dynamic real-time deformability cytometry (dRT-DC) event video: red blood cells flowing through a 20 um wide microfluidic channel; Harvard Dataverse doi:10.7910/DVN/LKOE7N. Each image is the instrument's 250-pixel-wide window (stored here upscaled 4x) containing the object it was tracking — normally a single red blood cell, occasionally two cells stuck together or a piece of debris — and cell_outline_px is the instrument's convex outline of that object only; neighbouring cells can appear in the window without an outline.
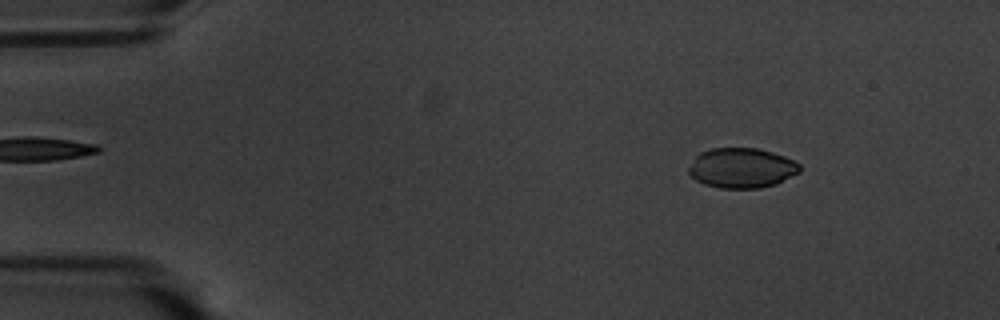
{"species": "common noctule bat (a hibernating species)", "species_latin": "Nyctalus noctula", "temperature_condition": "warm", "stored_images_in_passage": 52, "camera_frame_rate_fps": 3000, "um_per_image_px": 0.085, "animal": {"sex": "male", "body_mass_g": 20.1, "forearm_length_mm": 53.5}, "frame": {"image": 1, "passage_image": 3, "time_ms": 0.667, "image_size_px": [1000, 320], "cell_outline_px": [[800, 172], [776, 184], [760, 188], [720, 188], [704, 184], [696, 180], [688, 172], [688, 168], [696, 156], [700, 152], [712, 148], [756, 148], [772, 152], [784, 156], [800, 164]], "centroid_in_image_um": [63.04, 14.28], "position_along_channel_um": 22.0, "area_um2": 25.84}}
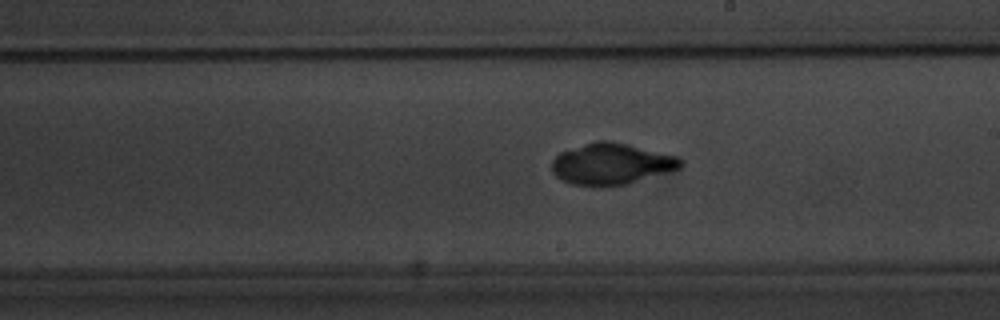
{"frame": {"image": 2, "passage_image": 28, "time_ms": 9.0, "image_size_px": [1000, 320], "cell_outline_px": [[684, 164], [680, 168], [628, 184], [600, 188], [592, 188], [568, 184], [556, 176], [552, 172], [552, 160], [560, 152], [596, 140], [612, 140], [676, 156], [684, 160]], "centroid_in_image_um": [51.94, 13.96], "position_along_channel_um": 237.1, "area_um2": 31.56}}
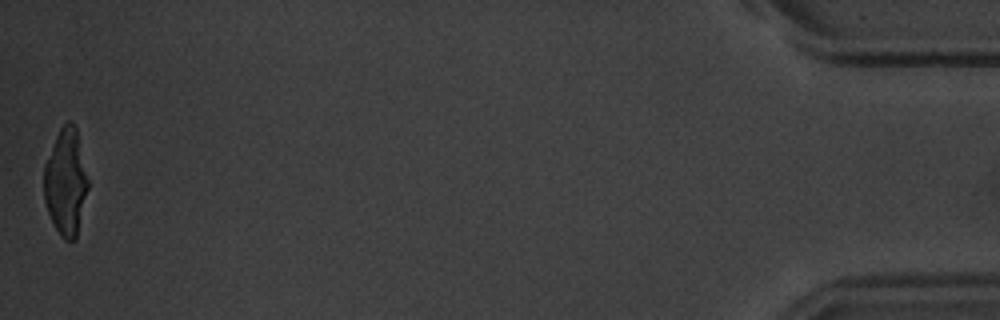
{"frame": {"image": 3, "passage_image": 52, "time_ms": 17.0, "image_size_px": [1000, 320], "cell_outline_px": [[88, 188], [76, 240], [64, 240], [60, 236], [48, 212], [44, 200], [44, 164], [56, 136], [60, 128], [68, 120], [72, 120], [76, 128], [88, 180]], "centroid_in_image_um": [5.59, 15.48], "position_along_channel_um": 429.6, "area_um2": 27.22}, "authors_computed_cell_mechanics": {"area_um2": 29.1312, "velocity_mm_per_s": 3.5611, "shape_relaxation_time_tau1_ms": 4.1233, "shape_relaxation_time_tau2_ms": 1.4725, "deformation_change_tau1": 0.1415, "deformation_change_tau2": 0.0378}}